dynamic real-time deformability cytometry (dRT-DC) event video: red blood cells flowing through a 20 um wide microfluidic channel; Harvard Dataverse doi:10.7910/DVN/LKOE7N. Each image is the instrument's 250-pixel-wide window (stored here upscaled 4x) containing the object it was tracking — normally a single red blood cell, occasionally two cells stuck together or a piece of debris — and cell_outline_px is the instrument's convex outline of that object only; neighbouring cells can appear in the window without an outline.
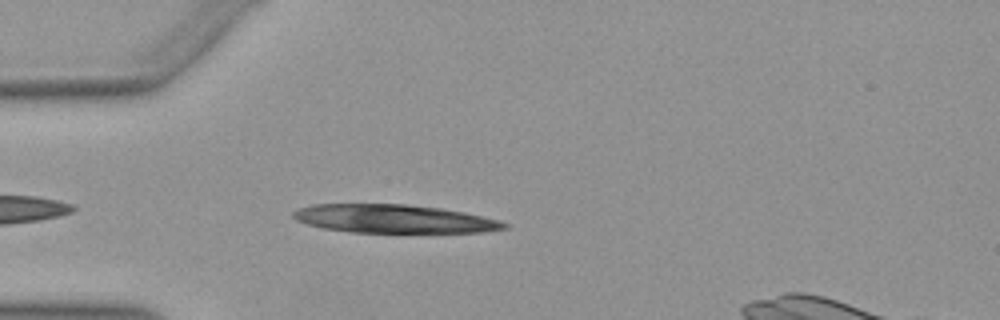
{"species": "Egyptian fruit bat (a non-hibernating species)", "species_latin": "Rousettus aegyptiacus", "temperature_condition": "warm", "stored_images_in_passage": 6, "camera_frame_rate_fps": 3000, "um_per_image_px": 0.085, "animal": {"sex": "female"}, "frame": {"image": 1, "passage_image": 4, "time_ms": 1.0, "image_size_px": [1000, 320], "cell_outline_px": [[512, 224], [508, 228], [484, 232], [352, 232], [324, 228], [308, 224], [296, 220], [292, 216], [292, 212], [296, 208], [312, 204], [408, 204], [440, 208], [464, 212], [500, 220]], "centroid_in_image_um": [33.5, 18.59], "position_along_channel_um": 51.5, "area_um2": 35.03}}